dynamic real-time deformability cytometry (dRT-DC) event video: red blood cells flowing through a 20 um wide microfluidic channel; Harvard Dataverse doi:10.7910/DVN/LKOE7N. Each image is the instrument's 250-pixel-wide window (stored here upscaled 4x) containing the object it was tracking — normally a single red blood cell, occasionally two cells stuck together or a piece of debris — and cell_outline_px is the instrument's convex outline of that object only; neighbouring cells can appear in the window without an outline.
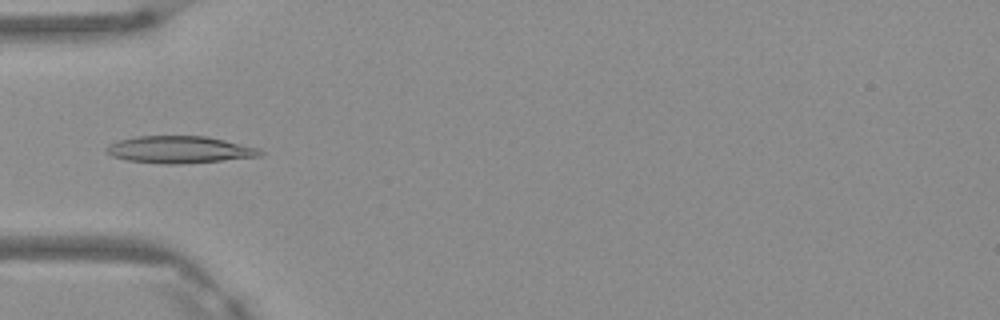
{"species": "Egyptian fruit bat (a non-hibernating species)", "species_latin": "Rousettus aegyptiacus", "temperature_condition": "warm", "stored_images_in_passage": 4, "camera_frame_rate_fps": 3000, "um_per_image_px": 0.085, "frame": {"image": 1, "passage_image": 4, "time_ms": 1.0, "image_size_px": [1000, 320], "cell_outline_px": [[264, 152], [260, 156], [224, 160], [180, 164], [164, 164], [128, 160], [112, 156], [104, 152], [104, 148], [108, 144], [120, 140], [136, 136], [208, 136], [260, 148]], "centroid_in_image_um": [15.25, 12.71], "position_along_channel_um": 69.7, "area_um2": 24.39}}